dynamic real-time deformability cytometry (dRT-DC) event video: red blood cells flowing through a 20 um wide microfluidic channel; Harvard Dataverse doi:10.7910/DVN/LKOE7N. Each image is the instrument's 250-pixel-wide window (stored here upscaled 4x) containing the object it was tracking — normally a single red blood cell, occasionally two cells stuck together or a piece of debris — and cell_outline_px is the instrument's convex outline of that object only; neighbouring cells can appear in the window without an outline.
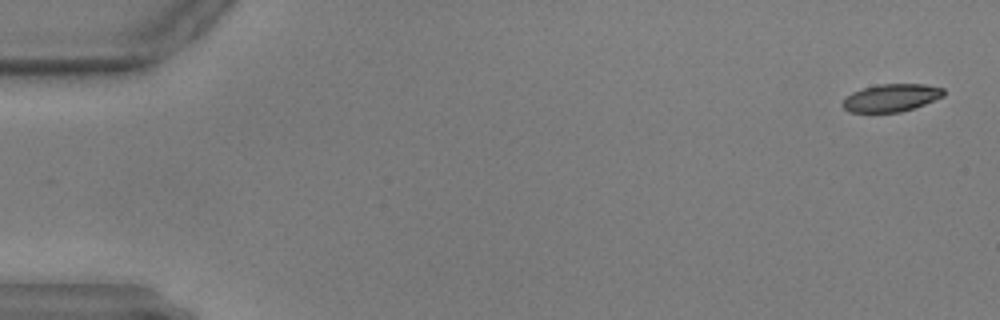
{"species": "common noctule bat (a hibernating species)", "species_latin": "Nyctalus noctula", "temperature_condition": "warm", "stored_images_in_passage": 60, "camera_frame_rate_fps": 3000, "um_per_image_px": 0.085, "animal": {"sex": "male", "body_mass_g": 17.9, "forearm_length_mm": 54.2}, "frame": {"image": 1, "passage_image": 2, "time_ms": 0.333, "image_size_px": [1000, 320], "cell_outline_px": [[944, 96], [924, 104], [900, 112], [848, 112], [840, 104], [844, 96], [852, 92], [864, 88], [880, 84], [924, 84], [944, 88]], "centroid_in_image_um": [75.71, 8.31], "position_along_channel_um": 9.3, "area_um2": 16.3}}
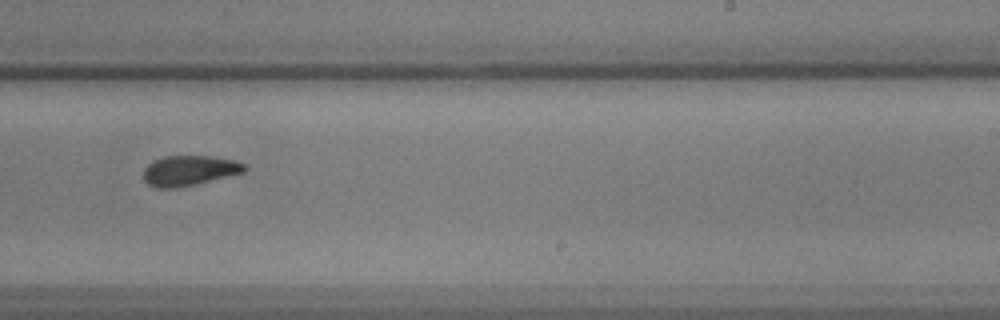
{"frame": {"image": 2, "passage_image": 37, "time_ms": 12.0, "image_size_px": [1000, 320], "cell_outline_px": [[248, 168], [244, 172], [176, 188], [156, 188], [148, 184], [144, 180], [144, 168], [152, 160], [164, 156], [208, 156], [236, 160], [244, 164]], "centroid_in_image_um": [16.06, 14.49], "position_along_channel_um": 272.9, "area_um2": 17.63}}
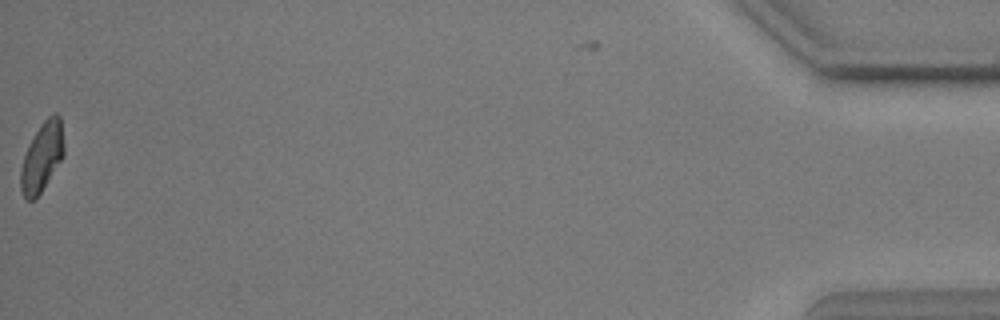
{"frame": {"image": 3, "passage_image": 59, "time_ms": 19.333, "image_size_px": [1000, 320], "cell_outline_px": [[64, 156], [40, 192], [32, 200], [28, 200], [24, 196], [20, 188], [20, 168], [24, 156], [40, 124], [48, 116], [56, 112], [60, 116], [64, 144]], "centroid_in_image_um": [3.58, 13.31], "position_along_channel_um": 431.6, "area_um2": 17.11}}